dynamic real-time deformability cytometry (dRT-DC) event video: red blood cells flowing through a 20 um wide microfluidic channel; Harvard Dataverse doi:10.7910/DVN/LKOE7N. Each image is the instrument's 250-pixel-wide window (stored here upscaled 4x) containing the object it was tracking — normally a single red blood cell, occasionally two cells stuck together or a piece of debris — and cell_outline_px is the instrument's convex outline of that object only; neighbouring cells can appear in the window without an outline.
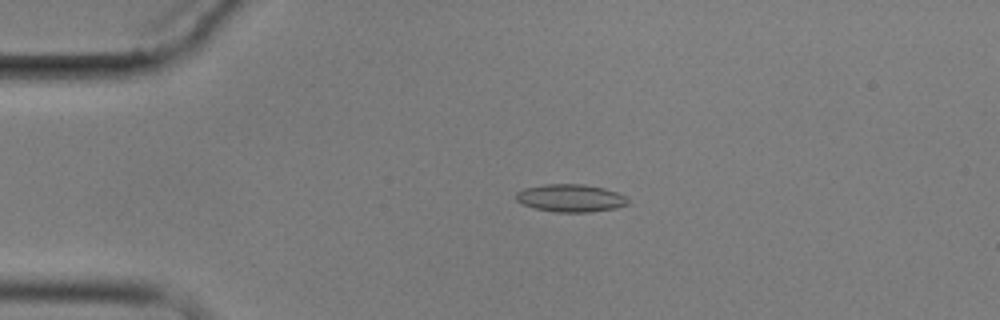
{"species": "common noctule bat (a hibernating species)", "species_latin": "Nyctalus noctula", "temperature_condition": "cold", "stored_images_in_passage": 4, "camera_frame_rate_fps": 3000, "um_per_image_px": 0.085, "animal": {"sex": "male", "body_mass_g": 17.9}, "frame": {"image": 1, "passage_image": 3, "time_ms": 2.667, "image_size_px": [1000, 320], "cell_outline_px": [[628, 204], [616, 208], [592, 212], [556, 212], [536, 208], [524, 204], [516, 200], [516, 192], [524, 188], [544, 184], [584, 184], [604, 188], [616, 192], [624, 196], [628, 200]], "centroid_in_image_um": [48.5, 16.83], "position_along_channel_um": 36.5, "area_um2": 17.98}}